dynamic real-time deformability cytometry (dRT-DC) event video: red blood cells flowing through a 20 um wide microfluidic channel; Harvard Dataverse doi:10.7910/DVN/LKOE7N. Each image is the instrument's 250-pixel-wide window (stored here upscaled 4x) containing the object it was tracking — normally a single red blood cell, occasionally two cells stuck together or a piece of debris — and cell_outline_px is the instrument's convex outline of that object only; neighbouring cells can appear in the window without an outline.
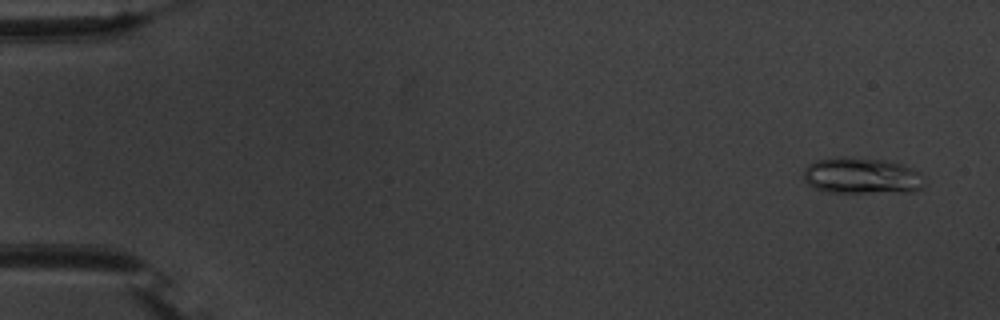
{"species": "common noctule bat (a hibernating species)", "species_latin": "Nyctalus noctula", "temperature_condition": "warm", "stored_images_in_passage": 15, "camera_frame_rate_fps": 3000, "um_per_image_px": 0.085, "animal": {"sex": "male", "body_mass_g": 20.1, "forearm_length_mm": 53.5}, "frame": {"image": 1, "passage_image": 3, "time_ms": 0.667, "image_size_px": [1000, 320], "cell_outline_px": [[924, 184], [920, 188], [912, 192], [828, 192], [816, 188], [808, 184], [804, 180], [804, 168], [808, 164], [816, 160], [836, 156], [844, 156], [884, 160], [900, 164], [912, 168], [920, 172], [924, 176]], "centroid_in_image_um": [73.24, 14.93], "position_along_channel_um": 11.8, "area_um2": 25.72}}